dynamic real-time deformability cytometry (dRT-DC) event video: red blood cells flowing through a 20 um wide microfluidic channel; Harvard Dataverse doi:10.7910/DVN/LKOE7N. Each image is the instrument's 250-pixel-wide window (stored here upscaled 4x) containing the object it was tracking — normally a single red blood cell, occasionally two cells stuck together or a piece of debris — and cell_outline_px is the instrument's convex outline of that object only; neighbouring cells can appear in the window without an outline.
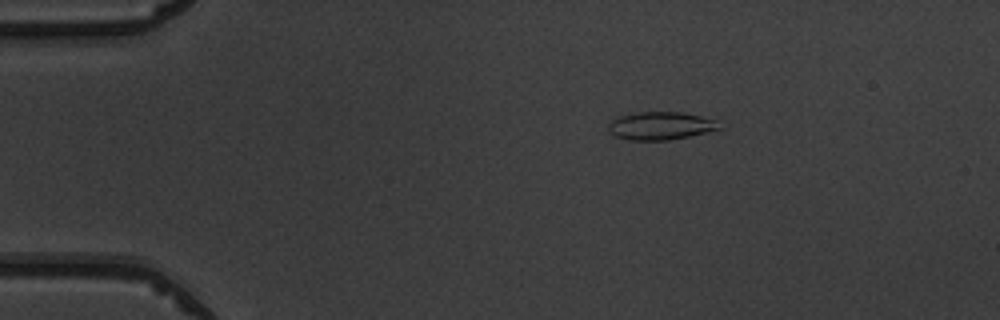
{"species": "common noctule bat (a hibernating species)", "species_latin": "Nyctalus noctula", "temperature_condition": "warm", "stored_images_in_passage": 43, "camera_frame_rate_fps": 3000, "um_per_image_px": 0.085, "animal": {"sex": "male", "body_mass_g": 19.5, "forearm_length_mm": 54.6}, "frame": {"image": 1, "passage_image": 1, "time_ms": 0.0, "image_size_px": [1000, 320], "cell_outline_px": [[720, 128], [708, 132], [668, 140], [628, 140], [616, 136], [608, 132], [608, 120], [620, 116], [636, 112], [684, 112], [716, 120]], "centroid_in_image_um": [56.09, 10.69], "position_along_channel_um": 28.9, "area_um2": 18.09}}
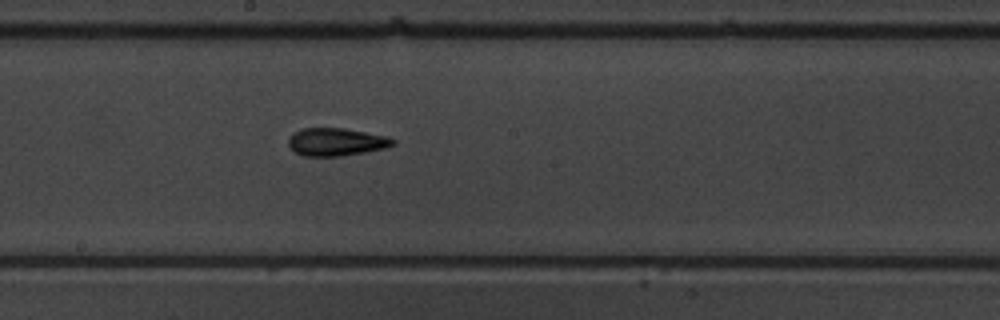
{"frame": {"image": 2, "passage_image": 20, "time_ms": 6.333, "image_size_px": [1000, 320], "cell_outline_px": [[396, 144], [384, 148], [364, 152], [340, 156], [304, 156], [296, 152], [288, 144], [288, 140], [292, 132], [300, 128], [344, 128], [388, 136], [396, 140]], "centroid_in_image_um": [28.58, 12.05], "position_along_channel_um": 219.6, "area_um2": 16.99}}
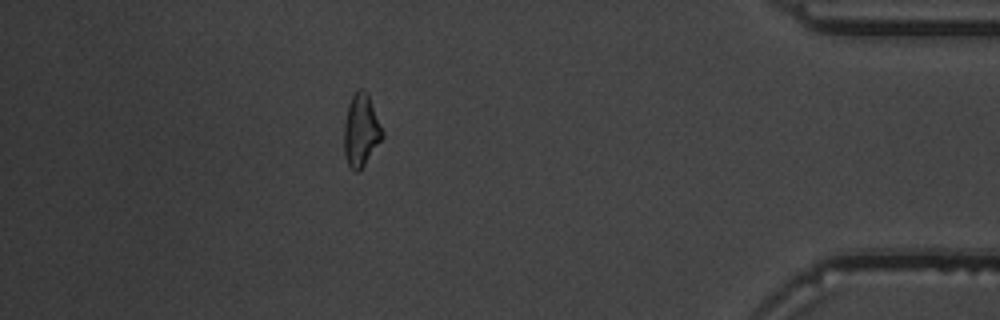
{"frame": {"image": 3, "passage_image": 37, "time_ms": 12.0, "image_size_px": [1000, 320], "cell_outline_px": [[384, 136], [360, 172], [356, 172], [348, 164], [344, 152], [344, 120], [348, 104], [352, 96], [360, 88], [364, 88], [368, 92], [384, 132]], "centroid_in_image_um": [30.7, 11.07], "position_along_channel_um": 404.5, "area_um2": 16.42}, "authors_computed_cell_mechanics": {"area_um2": 16.5886, "velocity_mm_per_s": 4.0099, "shape_relaxation_time_tau1_ms": 6.1787, "shape_relaxation_time_tau2_ms": 3.3252, "deformation_change_tau1": 0.1889, "deformation_change_tau2": 0.117}}